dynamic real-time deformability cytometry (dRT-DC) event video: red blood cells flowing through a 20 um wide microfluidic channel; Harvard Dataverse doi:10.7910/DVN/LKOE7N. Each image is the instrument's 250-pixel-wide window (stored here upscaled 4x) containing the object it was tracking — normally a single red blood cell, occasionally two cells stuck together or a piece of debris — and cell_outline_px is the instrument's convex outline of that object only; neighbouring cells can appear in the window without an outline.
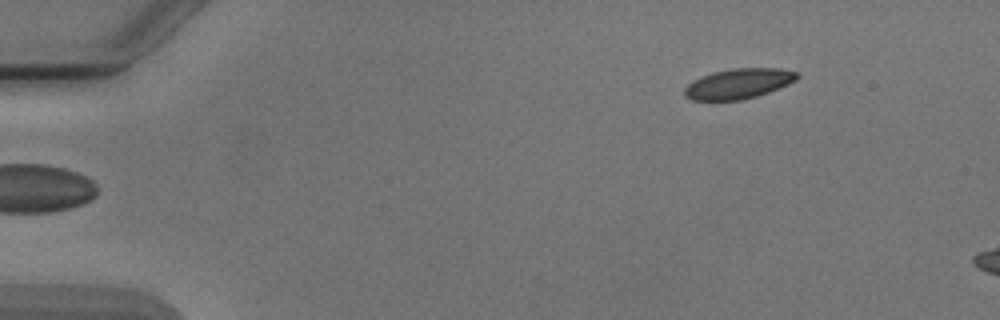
{"species": "Egyptian fruit bat (a non-hibernating species)", "species_latin": "Rousettus aegyptiacus", "temperature_condition": "cold", "stored_images_in_passage": 3, "camera_frame_rate_fps": 3000, "um_per_image_px": 0.085, "animal": {"sex": "male"}, "frame": {"image": 1, "passage_image": 1, "time_ms": 0.0, "image_size_px": [1000, 320], "cell_outline_px": [[800, 76], [796, 80], [788, 84], [768, 92], [744, 100], [692, 100], [684, 96], [684, 88], [688, 84], [712, 72], [732, 68], [776, 68], [800, 72]], "centroid_in_image_um": [62.8, 7.11], "position_along_channel_um": 22.2, "area_um2": 19.71}}